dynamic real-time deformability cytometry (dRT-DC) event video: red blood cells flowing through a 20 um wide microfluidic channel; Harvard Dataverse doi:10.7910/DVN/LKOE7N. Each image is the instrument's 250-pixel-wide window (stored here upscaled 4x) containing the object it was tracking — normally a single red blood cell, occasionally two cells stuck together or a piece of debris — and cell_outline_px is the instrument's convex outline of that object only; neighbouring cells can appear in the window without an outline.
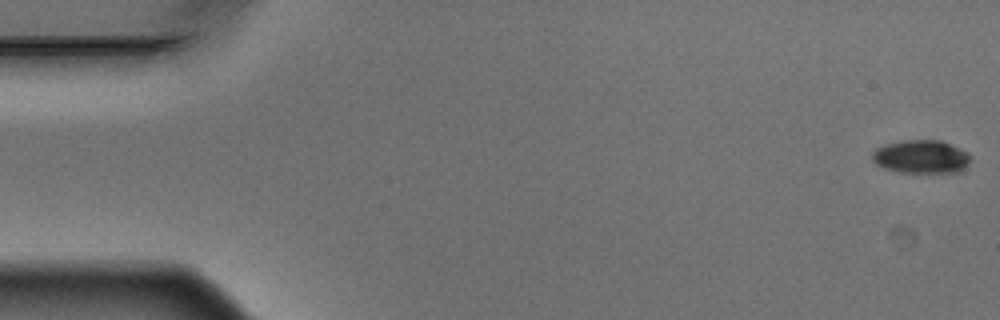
{"species": "Egyptian fruit bat (a non-hibernating species)", "species_latin": "Rousettus aegyptiacus", "temperature_condition": "warm", "stored_images_in_passage": 5, "camera_frame_rate_fps": 3000, "um_per_image_px": 0.085, "animal": {"sex": "male"}, "frame": {"image": 1, "passage_image": 1, "time_ms": 0.0, "image_size_px": [1000, 320], "cell_outline_px": [[972, 156], [968, 164], [960, 172], [900, 172], [884, 168], [876, 164], [872, 160], [872, 152], [876, 148], [884, 144], [904, 140], [940, 140], [968, 152]], "centroid_in_image_um": [78.3, 13.32], "position_along_channel_um": 6.7, "area_um2": 19.13}}
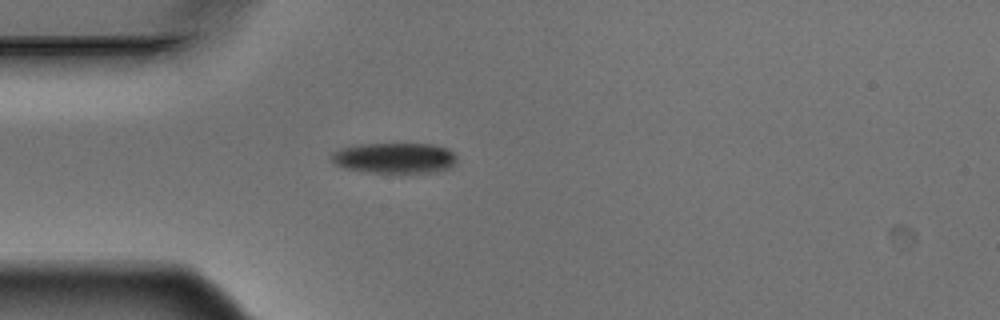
{"frame": {"image": 2, "passage_image": 5, "time_ms": 1.333, "image_size_px": [1000, 320], "cell_outline_px": [[456, 164], [452, 168], [436, 172], [368, 172], [344, 168], [336, 164], [332, 160], [332, 152], [340, 148], [360, 144], [432, 144], [448, 148], [456, 156]], "centroid_in_image_um": [33.58, 13.43], "position_along_channel_um": 51.4, "area_um2": 22.37}}